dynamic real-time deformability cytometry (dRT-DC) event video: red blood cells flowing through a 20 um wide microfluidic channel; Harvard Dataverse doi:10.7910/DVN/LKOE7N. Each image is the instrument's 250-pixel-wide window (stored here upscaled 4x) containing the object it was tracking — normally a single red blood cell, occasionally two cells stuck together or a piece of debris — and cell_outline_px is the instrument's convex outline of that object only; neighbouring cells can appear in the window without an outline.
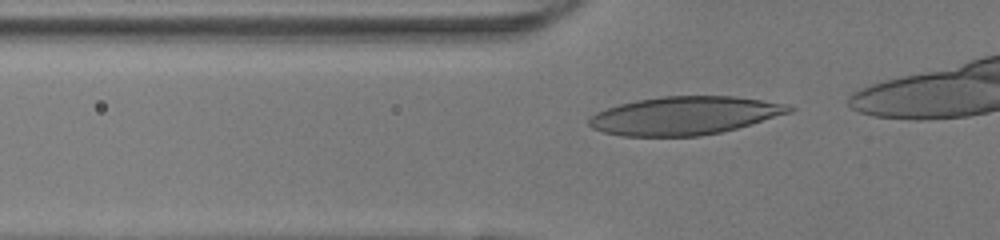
{"species": "human", "species_latin": "Homo sapiens", "temperature_condition": "room temperature", "stored_images_in_passage": 37, "camera_frame_rate_fps": 3000, "um_per_image_px": 0.085, "donor": {"sex": "female"}, "frame": {"image": 1, "passage_image": 12, "time_ms": 3.667, "image_size_px": [1000, 240], "cell_outline_px": [[796, 108], [792, 112], [736, 128], [720, 132], [700, 136], [620, 136], [604, 132], [592, 128], [588, 124], [588, 120], [596, 112], [620, 104], [636, 100], [664, 96], [736, 96], [784, 104]], "centroid_in_image_um": [58.17, 9.83], "position_along_channel_um": 67.6, "area_um2": 44.27}}
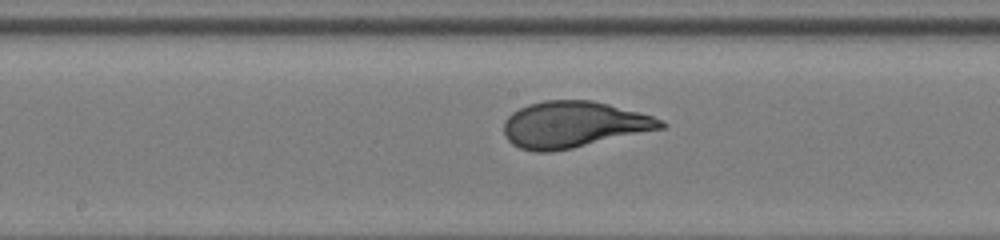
{"frame": {"image": 2, "passage_image": 22, "time_ms": 7.0, "image_size_px": [1000, 240], "cell_outline_px": [[668, 124], [664, 128], [572, 148], [552, 152], [536, 152], [520, 148], [512, 144], [504, 136], [504, 120], [512, 112], [528, 104], [544, 100], [592, 100], [608, 104], [652, 116]], "centroid_in_image_um": [48.71, 10.59], "position_along_channel_um": 199.5, "area_um2": 42.19}}
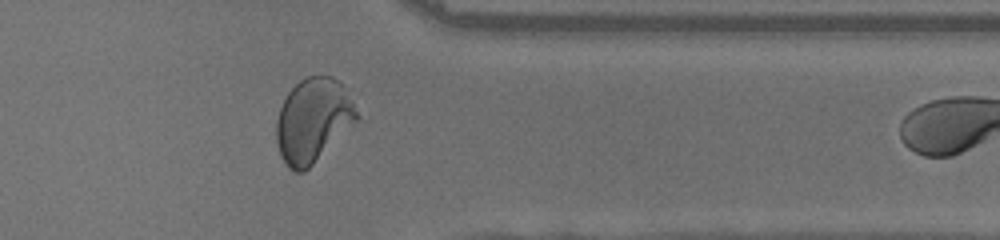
{"frame": {"image": 3, "passage_image": 36, "time_ms": 11.667, "image_size_px": [1000, 240], "cell_outline_px": [[360, 116], [304, 172], [296, 172], [288, 168], [280, 156], [276, 140], [276, 120], [280, 108], [288, 92], [300, 80], [308, 76], [332, 76], [352, 96]], "centroid_in_image_um": [26.58, 10.22], "position_along_channel_um": 384.8, "area_um2": 38.9}}